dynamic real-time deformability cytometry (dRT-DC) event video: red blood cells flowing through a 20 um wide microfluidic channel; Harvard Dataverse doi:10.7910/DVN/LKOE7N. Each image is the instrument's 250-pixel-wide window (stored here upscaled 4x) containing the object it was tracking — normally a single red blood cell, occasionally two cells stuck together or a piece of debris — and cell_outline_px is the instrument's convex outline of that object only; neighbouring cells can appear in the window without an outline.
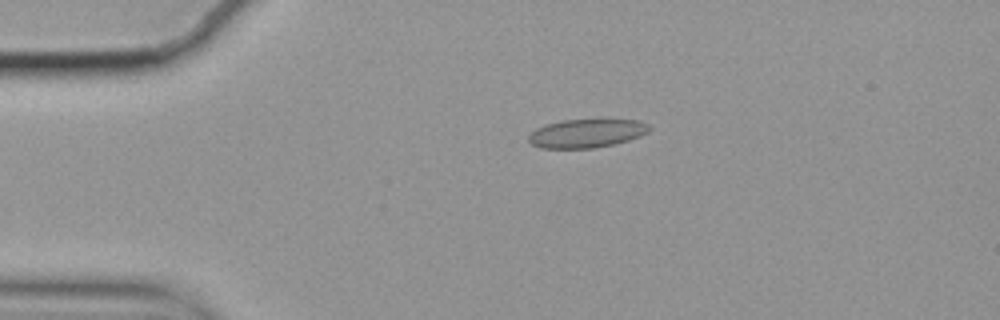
{"species": "common noctule bat (a hibernating species)", "species_latin": "Nyctalus noctula", "temperature_condition": "cold", "stored_images_in_passage": 54, "camera_frame_rate_fps": 3000, "um_per_image_px": 0.085, "animal": {"sex": "female", "body_mass_g": 19.9}, "frame": {"image": 1, "passage_image": 9, "time_ms": 2.667, "image_size_px": [1000, 320], "cell_outline_px": [[652, 128], [648, 132], [640, 136], [628, 140], [612, 144], [592, 148], [540, 148], [532, 144], [528, 140], [528, 136], [536, 128], [548, 124], [564, 120], [636, 120], [648, 124]], "centroid_in_image_um": [49.86, 11.34], "position_along_channel_um": 35.1, "area_um2": 19.83}}
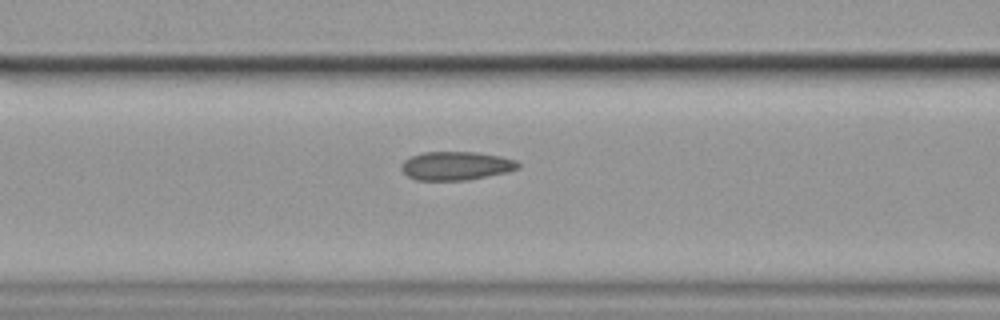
{"frame": {"image": 2, "passage_image": 20, "time_ms": 6.333, "image_size_px": [1000, 320], "cell_outline_px": [[520, 168], [508, 172], [468, 180], [416, 180], [408, 176], [400, 168], [400, 164], [404, 160], [412, 156], [424, 152], [476, 152], [500, 156], [516, 160], [520, 164]], "centroid_in_image_um": [38.78, 14.09], "position_along_channel_um": 127.8, "area_um2": 19.54}}
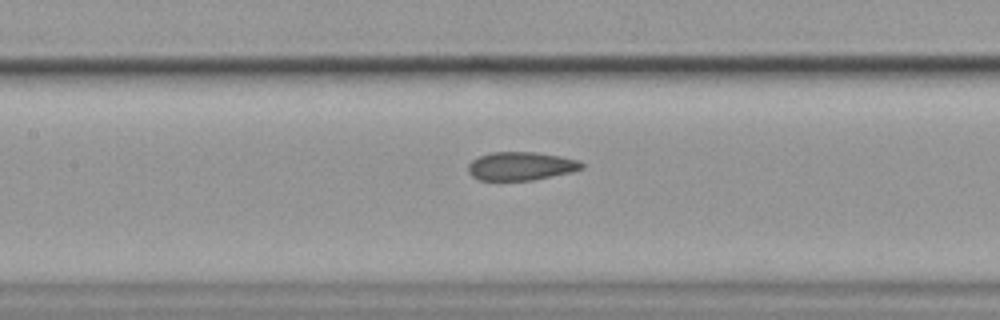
{"frame": {"image": 3, "passage_image": 23, "time_ms": 7.333, "image_size_px": [1000, 320], "cell_outline_px": [[584, 168], [572, 172], [532, 180], [480, 180], [472, 176], [468, 172], [468, 164], [472, 160], [480, 156], [492, 152], [532, 152], [560, 156], [580, 160], [584, 164]], "centroid_in_image_um": [44.29, 14.12], "position_along_channel_um": 163.1, "area_um2": 18.79}, "authors_computed_cell_mechanics": {"area_um2": 19.8254, "velocity_mm_per_s": 3.5216, "shape_relaxation_time_tau1_ms": null, "shape_relaxation_time_tau2_ms": 3.2005, "deformation_change_tau1": null, "deformation_change_tau2": 0.0797}}